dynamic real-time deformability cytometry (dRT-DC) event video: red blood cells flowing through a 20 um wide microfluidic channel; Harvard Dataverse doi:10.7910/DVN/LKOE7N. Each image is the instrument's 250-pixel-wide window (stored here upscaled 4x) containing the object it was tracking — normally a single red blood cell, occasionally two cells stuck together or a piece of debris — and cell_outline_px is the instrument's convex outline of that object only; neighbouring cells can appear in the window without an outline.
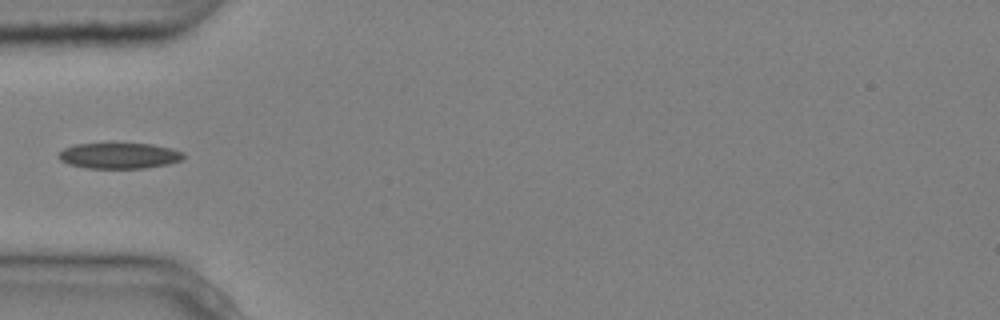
{"species": "common noctule bat (a hibernating species)", "species_latin": "Nyctalus noctula", "temperature_condition": "cold", "stored_images_in_passage": 3, "camera_frame_rate_fps": 3000, "um_per_image_px": 0.085, "animal": {"sex": "male", "body_mass_g": 20.4}, "frame": {"image": 1, "passage_image": 2, "time_ms": 0.333, "image_size_px": [1000, 320], "cell_outline_px": [[184, 156], [180, 160], [168, 164], [144, 168], [88, 168], [68, 164], [60, 160], [60, 152], [64, 148], [76, 144], [112, 140], [152, 144], [172, 148], [184, 152]], "centroid_in_image_um": [10.13, 13.17], "position_along_channel_um": 74.9, "area_um2": 19.65}}
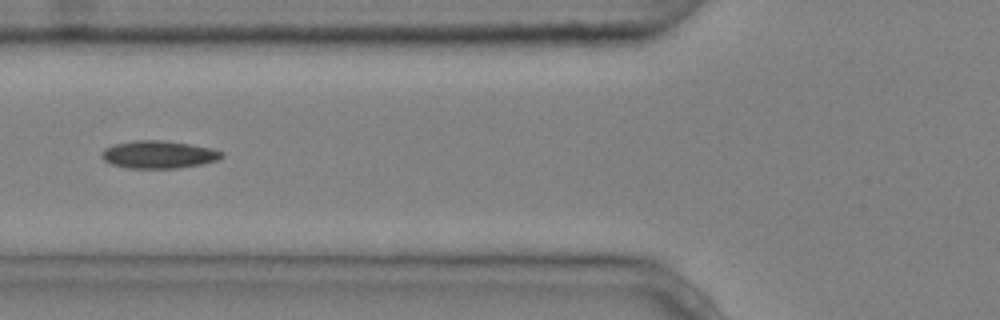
{"frame": {"image": 2, "passage_image": 3, "time_ms": 0.667, "image_size_px": [1000, 320], "cell_outline_px": [[224, 156], [216, 160], [200, 164], [176, 168], [128, 168], [112, 164], [104, 160], [100, 156], [104, 148], [112, 144], [136, 140], [160, 140], [188, 144], [212, 148], [224, 152]], "centroid_in_image_um": [13.45, 13.13], "position_along_channel_um": 112.3, "area_um2": 19.25}}